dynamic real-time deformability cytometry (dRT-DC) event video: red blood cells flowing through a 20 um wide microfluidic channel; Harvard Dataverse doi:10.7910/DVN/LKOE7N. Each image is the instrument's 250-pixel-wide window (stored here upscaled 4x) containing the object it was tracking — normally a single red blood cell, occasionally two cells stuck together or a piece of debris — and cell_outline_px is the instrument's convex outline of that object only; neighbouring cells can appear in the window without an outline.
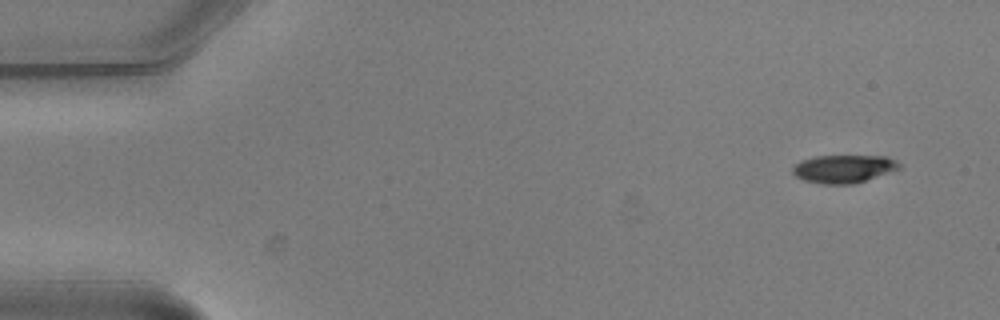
{"species": "common noctule bat (a hibernating species)", "species_latin": "Nyctalus noctula", "temperature_condition": "warm", "stored_images_in_passage": 8, "camera_frame_rate_fps": 3000, "um_per_image_px": 0.085, "animal": {"sex": "male", "body_mass_g": 20.5, "forearm_length_mm": 52.5}, "frame": {"image": 1, "passage_image": 1, "time_ms": 0.0, "image_size_px": [1000, 320], "cell_outline_px": [[900, 168], [856, 184], [824, 184], [804, 180], [796, 176], [792, 172], [792, 168], [800, 160], [816, 156], [888, 156], [896, 160], [900, 164]], "centroid_in_image_um": [71.71, 14.35], "position_along_channel_um": 13.3, "area_um2": 17.4}}
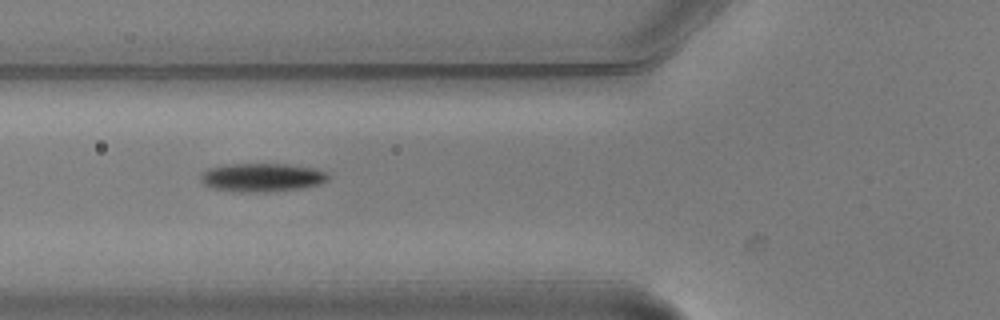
{"frame": {"image": 2, "passage_image": 6, "time_ms": 1.667, "image_size_px": [1000, 320], "cell_outline_px": [[328, 180], [320, 184], [300, 188], [264, 192], [240, 192], [212, 188], [204, 184], [200, 180], [200, 172], [208, 168], [224, 164], [288, 164], [312, 168], [328, 172]], "centroid_in_image_um": [22.22, 15.07], "position_along_channel_um": 103.6, "area_um2": 21.27}}
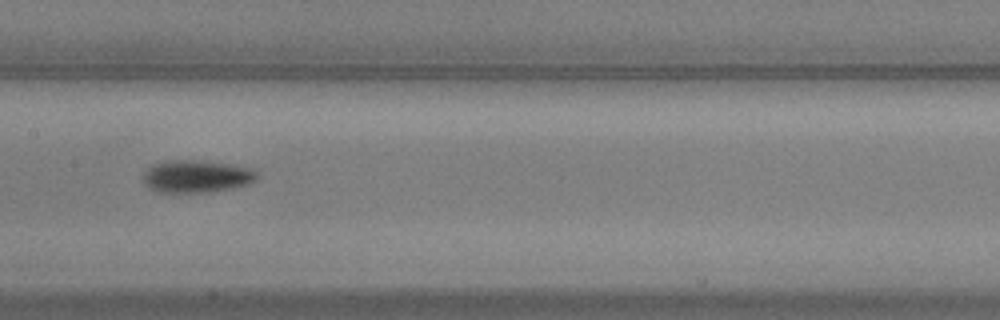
{"frame": {"image": 3, "passage_image": 8, "time_ms": 2.333, "image_size_px": [1000, 320], "cell_outline_px": [[260, 176], [256, 180], [248, 184], [232, 188], [208, 192], [156, 192], [148, 188], [140, 180], [144, 172], [152, 164], [164, 160], [204, 160], [232, 164], [252, 168]], "centroid_in_image_um": [16.67, 14.98], "position_along_channel_um": 190.7, "area_um2": 22.08}}